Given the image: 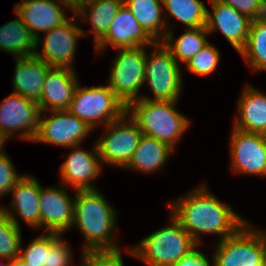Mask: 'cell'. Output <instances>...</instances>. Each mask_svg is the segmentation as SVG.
<instances>
[{
	"label": "cell",
	"instance_id": "7c38bea8",
	"mask_svg": "<svg viewBox=\"0 0 266 266\" xmlns=\"http://www.w3.org/2000/svg\"><path fill=\"white\" fill-rule=\"evenodd\" d=\"M232 128L231 170L235 174L266 176V135Z\"/></svg>",
	"mask_w": 266,
	"mask_h": 266
},
{
	"label": "cell",
	"instance_id": "277c9868",
	"mask_svg": "<svg viewBox=\"0 0 266 266\" xmlns=\"http://www.w3.org/2000/svg\"><path fill=\"white\" fill-rule=\"evenodd\" d=\"M170 217L168 226L145 236L136 247L124 249L147 266H173L198 244L171 215Z\"/></svg>",
	"mask_w": 266,
	"mask_h": 266
},
{
	"label": "cell",
	"instance_id": "5b68a950",
	"mask_svg": "<svg viewBox=\"0 0 266 266\" xmlns=\"http://www.w3.org/2000/svg\"><path fill=\"white\" fill-rule=\"evenodd\" d=\"M144 83L153 93L151 96H141L142 99L152 101L178 102L182 88V68L172 56L171 51L163 42H155L151 45V52L147 54Z\"/></svg>",
	"mask_w": 266,
	"mask_h": 266
},
{
	"label": "cell",
	"instance_id": "ffe728a7",
	"mask_svg": "<svg viewBox=\"0 0 266 266\" xmlns=\"http://www.w3.org/2000/svg\"><path fill=\"white\" fill-rule=\"evenodd\" d=\"M56 0H23L16 3L14 13L29 28L35 39H41L40 32H47L65 23L70 17Z\"/></svg>",
	"mask_w": 266,
	"mask_h": 266
},
{
	"label": "cell",
	"instance_id": "f35d334b",
	"mask_svg": "<svg viewBox=\"0 0 266 266\" xmlns=\"http://www.w3.org/2000/svg\"><path fill=\"white\" fill-rule=\"evenodd\" d=\"M7 141H9L8 138L0 131V156L6 154L3 150Z\"/></svg>",
	"mask_w": 266,
	"mask_h": 266
},
{
	"label": "cell",
	"instance_id": "44dd1931",
	"mask_svg": "<svg viewBox=\"0 0 266 266\" xmlns=\"http://www.w3.org/2000/svg\"><path fill=\"white\" fill-rule=\"evenodd\" d=\"M243 89L233 127L266 135V94L247 83Z\"/></svg>",
	"mask_w": 266,
	"mask_h": 266
},
{
	"label": "cell",
	"instance_id": "8d00e7d4",
	"mask_svg": "<svg viewBox=\"0 0 266 266\" xmlns=\"http://www.w3.org/2000/svg\"><path fill=\"white\" fill-rule=\"evenodd\" d=\"M211 261L209 257L207 258L206 254L199 250V245L191 251L188 255L184 256L173 266H214V258L211 256Z\"/></svg>",
	"mask_w": 266,
	"mask_h": 266
},
{
	"label": "cell",
	"instance_id": "836d02e7",
	"mask_svg": "<svg viewBox=\"0 0 266 266\" xmlns=\"http://www.w3.org/2000/svg\"><path fill=\"white\" fill-rule=\"evenodd\" d=\"M80 266H124L121 250L81 251Z\"/></svg>",
	"mask_w": 266,
	"mask_h": 266
},
{
	"label": "cell",
	"instance_id": "4316f807",
	"mask_svg": "<svg viewBox=\"0 0 266 266\" xmlns=\"http://www.w3.org/2000/svg\"><path fill=\"white\" fill-rule=\"evenodd\" d=\"M174 31L169 30L162 41L180 64L189 62L208 43L206 26L185 28L184 33L174 38Z\"/></svg>",
	"mask_w": 266,
	"mask_h": 266
},
{
	"label": "cell",
	"instance_id": "3957f363",
	"mask_svg": "<svg viewBox=\"0 0 266 266\" xmlns=\"http://www.w3.org/2000/svg\"><path fill=\"white\" fill-rule=\"evenodd\" d=\"M177 102L139 99L127 106V113L143 135L175 145L189 129L191 121L176 108Z\"/></svg>",
	"mask_w": 266,
	"mask_h": 266
},
{
	"label": "cell",
	"instance_id": "603a6c76",
	"mask_svg": "<svg viewBox=\"0 0 266 266\" xmlns=\"http://www.w3.org/2000/svg\"><path fill=\"white\" fill-rule=\"evenodd\" d=\"M174 152L164 142L142 135L131 161L124 169L135 170L141 173H158Z\"/></svg>",
	"mask_w": 266,
	"mask_h": 266
},
{
	"label": "cell",
	"instance_id": "60d3db41",
	"mask_svg": "<svg viewBox=\"0 0 266 266\" xmlns=\"http://www.w3.org/2000/svg\"><path fill=\"white\" fill-rule=\"evenodd\" d=\"M262 234L263 243H264V256H265V262H266V230H259Z\"/></svg>",
	"mask_w": 266,
	"mask_h": 266
},
{
	"label": "cell",
	"instance_id": "ab89813d",
	"mask_svg": "<svg viewBox=\"0 0 266 266\" xmlns=\"http://www.w3.org/2000/svg\"><path fill=\"white\" fill-rule=\"evenodd\" d=\"M9 266H29L27 263H25L19 256L11 259Z\"/></svg>",
	"mask_w": 266,
	"mask_h": 266
},
{
	"label": "cell",
	"instance_id": "f546056e",
	"mask_svg": "<svg viewBox=\"0 0 266 266\" xmlns=\"http://www.w3.org/2000/svg\"><path fill=\"white\" fill-rule=\"evenodd\" d=\"M21 238V227H17L0 210V258L11 260L18 257L20 254Z\"/></svg>",
	"mask_w": 266,
	"mask_h": 266
},
{
	"label": "cell",
	"instance_id": "4fadbf2b",
	"mask_svg": "<svg viewBox=\"0 0 266 266\" xmlns=\"http://www.w3.org/2000/svg\"><path fill=\"white\" fill-rule=\"evenodd\" d=\"M40 110L38 103L19 94L11 93L0 102V131L9 139L32 141L38 131Z\"/></svg>",
	"mask_w": 266,
	"mask_h": 266
},
{
	"label": "cell",
	"instance_id": "b9f144b4",
	"mask_svg": "<svg viewBox=\"0 0 266 266\" xmlns=\"http://www.w3.org/2000/svg\"><path fill=\"white\" fill-rule=\"evenodd\" d=\"M9 263H10V260H7L5 258H1L0 260V266H9Z\"/></svg>",
	"mask_w": 266,
	"mask_h": 266
},
{
	"label": "cell",
	"instance_id": "9c48e42d",
	"mask_svg": "<svg viewBox=\"0 0 266 266\" xmlns=\"http://www.w3.org/2000/svg\"><path fill=\"white\" fill-rule=\"evenodd\" d=\"M249 222L233 236L217 241L214 266H266L261 232Z\"/></svg>",
	"mask_w": 266,
	"mask_h": 266
},
{
	"label": "cell",
	"instance_id": "1f68e13d",
	"mask_svg": "<svg viewBox=\"0 0 266 266\" xmlns=\"http://www.w3.org/2000/svg\"><path fill=\"white\" fill-rule=\"evenodd\" d=\"M62 234L48 232V253L44 266H71L74 256Z\"/></svg>",
	"mask_w": 266,
	"mask_h": 266
},
{
	"label": "cell",
	"instance_id": "484cf974",
	"mask_svg": "<svg viewBox=\"0 0 266 266\" xmlns=\"http://www.w3.org/2000/svg\"><path fill=\"white\" fill-rule=\"evenodd\" d=\"M8 21L0 27V50L15 58L33 56L36 51V39L21 18Z\"/></svg>",
	"mask_w": 266,
	"mask_h": 266
},
{
	"label": "cell",
	"instance_id": "83f0119b",
	"mask_svg": "<svg viewBox=\"0 0 266 266\" xmlns=\"http://www.w3.org/2000/svg\"><path fill=\"white\" fill-rule=\"evenodd\" d=\"M162 6L164 16L165 13L167 15L165 21L168 31L174 28L169 24L170 17L178 19L187 28L206 26L207 8L200 0H162Z\"/></svg>",
	"mask_w": 266,
	"mask_h": 266
},
{
	"label": "cell",
	"instance_id": "8992f818",
	"mask_svg": "<svg viewBox=\"0 0 266 266\" xmlns=\"http://www.w3.org/2000/svg\"><path fill=\"white\" fill-rule=\"evenodd\" d=\"M68 111L94 130L121 118L127 107L108 85L81 87L79 82Z\"/></svg>",
	"mask_w": 266,
	"mask_h": 266
},
{
	"label": "cell",
	"instance_id": "d6986e66",
	"mask_svg": "<svg viewBox=\"0 0 266 266\" xmlns=\"http://www.w3.org/2000/svg\"><path fill=\"white\" fill-rule=\"evenodd\" d=\"M13 195L11 204L1 207L8 218L20 227V222L16 215L20 217L24 223L33 229H40V183L35 176L25 175L16 183L10 191Z\"/></svg>",
	"mask_w": 266,
	"mask_h": 266
},
{
	"label": "cell",
	"instance_id": "d6a6232c",
	"mask_svg": "<svg viewBox=\"0 0 266 266\" xmlns=\"http://www.w3.org/2000/svg\"><path fill=\"white\" fill-rule=\"evenodd\" d=\"M20 245L19 257L29 266H44L48 253V232L30 240L26 248Z\"/></svg>",
	"mask_w": 266,
	"mask_h": 266
},
{
	"label": "cell",
	"instance_id": "8fae6325",
	"mask_svg": "<svg viewBox=\"0 0 266 266\" xmlns=\"http://www.w3.org/2000/svg\"><path fill=\"white\" fill-rule=\"evenodd\" d=\"M49 113L51 115L44 118V113L40 112L38 131L33 142L70 148L82 144L91 131H94L68 110Z\"/></svg>",
	"mask_w": 266,
	"mask_h": 266
},
{
	"label": "cell",
	"instance_id": "5bb4252c",
	"mask_svg": "<svg viewBox=\"0 0 266 266\" xmlns=\"http://www.w3.org/2000/svg\"><path fill=\"white\" fill-rule=\"evenodd\" d=\"M70 149L72 151L68 155H62L66 160L60 166L61 184L72 186L74 192L97 189L92 182L101 176L103 168L96 142L90 151L84 150L81 145Z\"/></svg>",
	"mask_w": 266,
	"mask_h": 266
},
{
	"label": "cell",
	"instance_id": "7a4b0ae2",
	"mask_svg": "<svg viewBox=\"0 0 266 266\" xmlns=\"http://www.w3.org/2000/svg\"><path fill=\"white\" fill-rule=\"evenodd\" d=\"M74 200L73 227L85 239L82 251L121 250L115 239L117 212L98 190H78Z\"/></svg>",
	"mask_w": 266,
	"mask_h": 266
},
{
	"label": "cell",
	"instance_id": "9a60e30c",
	"mask_svg": "<svg viewBox=\"0 0 266 266\" xmlns=\"http://www.w3.org/2000/svg\"><path fill=\"white\" fill-rule=\"evenodd\" d=\"M64 187L60 184L43 188L40 184V229L44 232L64 234L72 228L75 197H70Z\"/></svg>",
	"mask_w": 266,
	"mask_h": 266
},
{
	"label": "cell",
	"instance_id": "7402d4cb",
	"mask_svg": "<svg viewBox=\"0 0 266 266\" xmlns=\"http://www.w3.org/2000/svg\"><path fill=\"white\" fill-rule=\"evenodd\" d=\"M15 61L12 79L13 93L37 103L41 97L46 74L51 66L35 55L15 58Z\"/></svg>",
	"mask_w": 266,
	"mask_h": 266
},
{
	"label": "cell",
	"instance_id": "4dcf8cb0",
	"mask_svg": "<svg viewBox=\"0 0 266 266\" xmlns=\"http://www.w3.org/2000/svg\"><path fill=\"white\" fill-rule=\"evenodd\" d=\"M220 60L218 49L208 42L185 66L192 74L209 76L216 71Z\"/></svg>",
	"mask_w": 266,
	"mask_h": 266
},
{
	"label": "cell",
	"instance_id": "2e32d148",
	"mask_svg": "<svg viewBox=\"0 0 266 266\" xmlns=\"http://www.w3.org/2000/svg\"><path fill=\"white\" fill-rule=\"evenodd\" d=\"M155 41L143 30L132 12L122 4L105 36L95 45L97 55L111 45L113 49L151 47Z\"/></svg>",
	"mask_w": 266,
	"mask_h": 266
},
{
	"label": "cell",
	"instance_id": "30bf717a",
	"mask_svg": "<svg viewBox=\"0 0 266 266\" xmlns=\"http://www.w3.org/2000/svg\"><path fill=\"white\" fill-rule=\"evenodd\" d=\"M74 14L65 23L45 32L44 39H36L35 56L51 67L74 69L73 61L79 38H87V33L77 25ZM42 41V42H41ZM41 42V43H40ZM42 44V51L37 48ZM38 50V51H37Z\"/></svg>",
	"mask_w": 266,
	"mask_h": 266
},
{
	"label": "cell",
	"instance_id": "ac0fdd59",
	"mask_svg": "<svg viewBox=\"0 0 266 266\" xmlns=\"http://www.w3.org/2000/svg\"><path fill=\"white\" fill-rule=\"evenodd\" d=\"M79 80L74 69L51 67L45 77L40 100V112L68 110Z\"/></svg>",
	"mask_w": 266,
	"mask_h": 266
},
{
	"label": "cell",
	"instance_id": "6da1fadb",
	"mask_svg": "<svg viewBox=\"0 0 266 266\" xmlns=\"http://www.w3.org/2000/svg\"><path fill=\"white\" fill-rule=\"evenodd\" d=\"M171 216L200 246L201 234L219 235L218 241L233 236L245 223L238 213L224 204L207 188L206 183L169 204Z\"/></svg>",
	"mask_w": 266,
	"mask_h": 266
},
{
	"label": "cell",
	"instance_id": "f1b7e54d",
	"mask_svg": "<svg viewBox=\"0 0 266 266\" xmlns=\"http://www.w3.org/2000/svg\"><path fill=\"white\" fill-rule=\"evenodd\" d=\"M239 54L252 71H266V16L251 20L247 43Z\"/></svg>",
	"mask_w": 266,
	"mask_h": 266
},
{
	"label": "cell",
	"instance_id": "cb8c5ba5",
	"mask_svg": "<svg viewBox=\"0 0 266 266\" xmlns=\"http://www.w3.org/2000/svg\"><path fill=\"white\" fill-rule=\"evenodd\" d=\"M123 4L155 42L164 40L168 29L163 16L162 0H123Z\"/></svg>",
	"mask_w": 266,
	"mask_h": 266
},
{
	"label": "cell",
	"instance_id": "e575fe53",
	"mask_svg": "<svg viewBox=\"0 0 266 266\" xmlns=\"http://www.w3.org/2000/svg\"><path fill=\"white\" fill-rule=\"evenodd\" d=\"M23 176L17 173L7 153L0 156V198L8 195Z\"/></svg>",
	"mask_w": 266,
	"mask_h": 266
},
{
	"label": "cell",
	"instance_id": "74e56055",
	"mask_svg": "<svg viewBox=\"0 0 266 266\" xmlns=\"http://www.w3.org/2000/svg\"><path fill=\"white\" fill-rule=\"evenodd\" d=\"M59 2L63 7L70 9L73 14H76L81 7L86 3L85 0H56Z\"/></svg>",
	"mask_w": 266,
	"mask_h": 266
},
{
	"label": "cell",
	"instance_id": "d4e9b609",
	"mask_svg": "<svg viewBox=\"0 0 266 266\" xmlns=\"http://www.w3.org/2000/svg\"><path fill=\"white\" fill-rule=\"evenodd\" d=\"M122 4L123 0H91L75 14L80 22H90L94 46L105 36Z\"/></svg>",
	"mask_w": 266,
	"mask_h": 266
},
{
	"label": "cell",
	"instance_id": "ba28073f",
	"mask_svg": "<svg viewBox=\"0 0 266 266\" xmlns=\"http://www.w3.org/2000/svg\"><path fill=\"white\" fill-rule=\"evenodd\" d=\"M103 127L105 132L96 141L101 163L125 168L143 135L141 130L127 112Z\"/></svg>",
	"mask_w": 266,
	"mask_h": 266
},
{
	"label": "cell",
	"instance_id": "d590c367",
	"mask_svg": "<svg viewBox=\"0 0 266 266\" xmlns=\"http://www.w3.org/2000/svg\"><path fill=\"white\" fill-rule=\"evenodd\" d=\"M232 6L251 20L266 16V0H218Z\"/></svg>",
	"mask_w": 266,
	"mask_h": 266
},
{
	"label": "cell",
	"instance_id": "e0dca14e",
	"mask_svg": "<svg viewBox=\"0 0 266 266\" xmlns=\"http://www.w3.org/2000/svg\"><path fill=\"white\" fill-rule=\"evenodd\" d=\"M208 1L212 7V12L207 9L206 29L209 35L216 30L221 32L239 53L247 43L251 19L218 0Z\"/></svg>",
	"mask_w": 266,
	"mask_h": 266
},
{
	"label": "cell",
	"instance_id": "52a82bcc",
	"mask_svg": "<svg viewBox=\"0 0 266 266\" xmlns=\"http://www.w3.org/2000/svg\"><path fill=\"white\" fill-rule=\"evenodd\" d=\"M116 50L108 86L127 107L142 96L138 93L145 84L146 47Z\"/></svg>",
	"mask_w": 266,
	"mask_h": 266
}]
</instances>
